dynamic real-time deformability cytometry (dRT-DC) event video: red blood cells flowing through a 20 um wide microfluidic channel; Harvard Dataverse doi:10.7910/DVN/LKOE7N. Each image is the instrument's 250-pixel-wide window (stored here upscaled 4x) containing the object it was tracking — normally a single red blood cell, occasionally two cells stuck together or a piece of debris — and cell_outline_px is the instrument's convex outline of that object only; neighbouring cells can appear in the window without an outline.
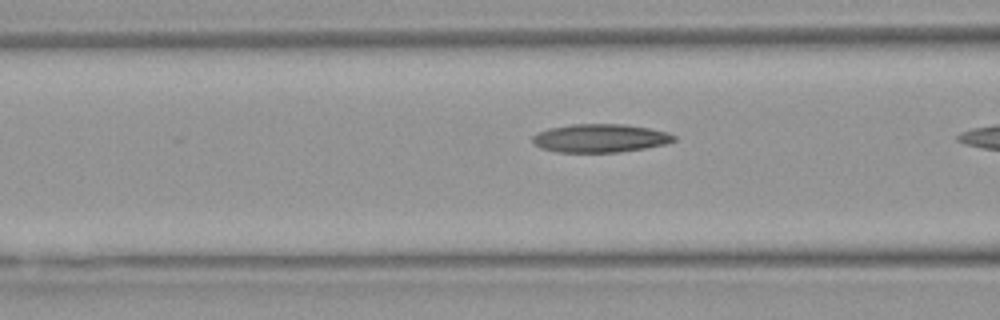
{"species": "Egyptian fruit bat (a non-hibernating species)", "species_latin": "Rousettus aegyptiacus", "temperature_condition": "warm", "stored_images_in_passage": 10, "camera_frame_rate_fps": 3000, "um_per_image_px": 0.085, "animal": {"sex": "female"}, "frame": {"image": 1, "passage_image": 9, "time_ms": 2.667, "image_size_px": [1000, 320], "cell_outline_px": [[676, 140], [668, 144], [620, 152], [556, 152], [540, 148], [532, 144], [532, 136], [536, 132], [548, 128], [572, 124], [624, 124], [648, 128], [668, 132], [676, 136]], "centroid_in_image_um": [50.98, 11.74], "position_along_channel_um": 115.6, "area_um2": 23.64}}